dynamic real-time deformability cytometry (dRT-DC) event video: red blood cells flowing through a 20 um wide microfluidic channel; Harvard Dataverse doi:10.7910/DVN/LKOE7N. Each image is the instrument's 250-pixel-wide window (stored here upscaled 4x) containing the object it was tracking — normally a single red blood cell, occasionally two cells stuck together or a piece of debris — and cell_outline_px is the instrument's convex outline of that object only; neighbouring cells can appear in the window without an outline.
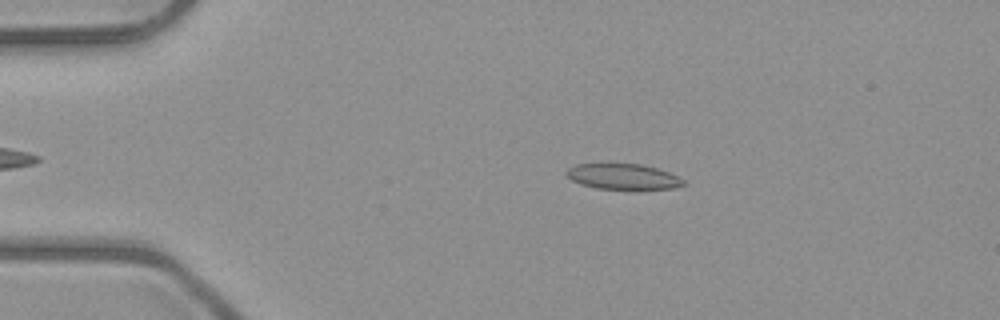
{"species": "common noctule bat (a hibernating species)", "species_latin": "Nyctalus noctula", "temperature_condition": "room temperature", "stored_images_in_passage": 6, "camera_frame_rate_fps": 3000, "um_per_image_px": 0.085, "animal": {"sex": "male", "body_mass_g": 23.1, "forearm_length_mm": 52.7}, "frame": {"image": 1, "passage_image": 4, "time_ms": 3.333, "image_size_px": [1000, 320], "cell_outline_px": [[688, 184], [672, 188], [596, 188], [580, 184], [572, 180], [564, 172], [568, 168], [576, 164], [604, 160], [640, 164], [656, 168], [668, 172], [684, 180]], "centroid_in_image_um": [52.86, 14.94], "position_along_channel_um": 32.1, "area_um2": 17.98}}
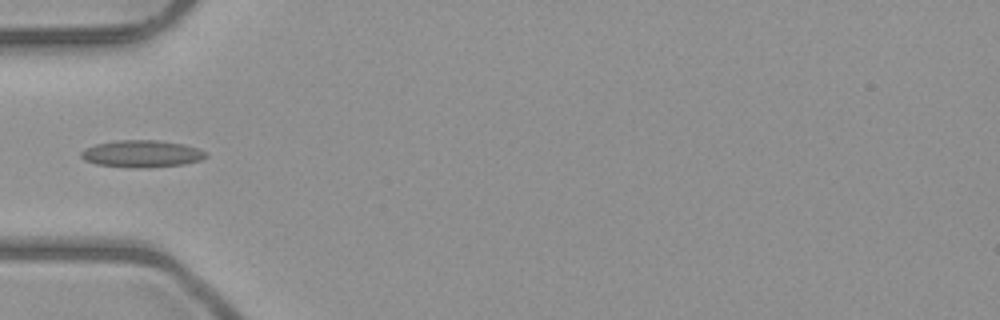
{"frame": {"image": 2, "passage_image": 6, "time_ms": 5.667, "image_size_px": [1000, 320], "cell_outline_px": [[208, 156], [200, 160], [184, 164], [148, 168], [136, 168], [96, 164], [84, 160], [80, 156], [80, 152], [84, 148], [96, 144], [120, 140], [160, 140], [184, 144], [196, 148], [204, 152]], "centroid_in_image_um": [12.03, 13.07], "position_along_channel_um": 73.0, "area_um2": 19.71}}